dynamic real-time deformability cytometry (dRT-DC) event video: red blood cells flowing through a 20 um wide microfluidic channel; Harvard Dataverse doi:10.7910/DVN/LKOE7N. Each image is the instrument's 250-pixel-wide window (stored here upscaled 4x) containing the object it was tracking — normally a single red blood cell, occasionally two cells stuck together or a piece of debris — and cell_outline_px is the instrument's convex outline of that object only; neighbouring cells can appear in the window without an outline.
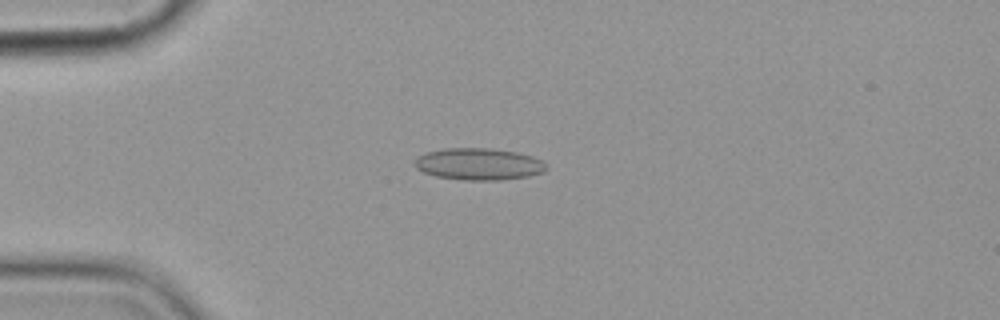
{"species": "common noctule bat (a hibernating species)", "species_latin": "Nyctalus noctula", "temperature_condition": "cold", "stored_images_in_passage": 7, "camera_frame_rate_fps": 3000, "um_per_image_px": 0.085, "animal": {"sex": "female", "body_mass_g": 19.9}, "frame": {"image": 1, "passage_image": 5, "time_ms": 4.667, "image_size_px": [1000, 320], "cell_outline_px": [[548, 168], [544, 172], [528, 176], [500, 180], [464, 180], [436, 176], [424, 172], [416, 168], [416, 156], [428, 152], [444, 148], [492, 148], [516, 152], [532, 156], [548, 164]], "centroid_in_image_um": [40.72, 13.94], "position_along_channel_um": 44.3, "area_um2": 24.45}}
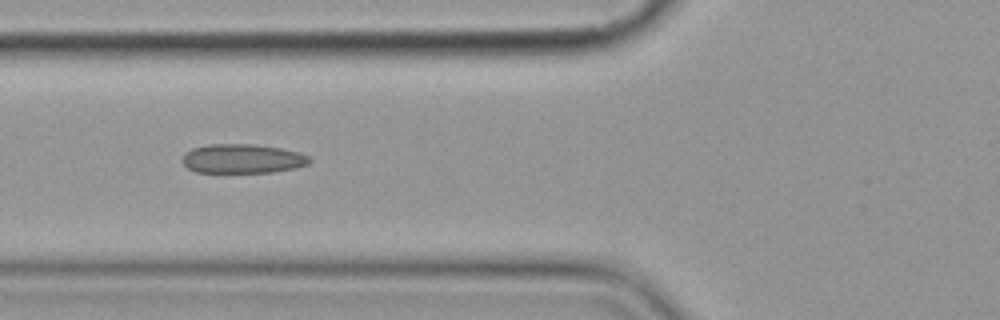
{"frame": {"image": 2, "passage_image": 7, "time_ms": 7.0, "image_size_px": [1000, 320], "cell_outline_px": [[312, 160], [308, 164], [296, 168], [272, 172], [196, 172], [188, 168], [180, 160], [184, 152], [192, 148], [208, 144], [252, 144], [280, 148], [300, 152], [308, 156]], "centroid_in_image_um": [20.59, 13.48], "position_along_channel_um": 105.2, "area_um2": 21.79}}